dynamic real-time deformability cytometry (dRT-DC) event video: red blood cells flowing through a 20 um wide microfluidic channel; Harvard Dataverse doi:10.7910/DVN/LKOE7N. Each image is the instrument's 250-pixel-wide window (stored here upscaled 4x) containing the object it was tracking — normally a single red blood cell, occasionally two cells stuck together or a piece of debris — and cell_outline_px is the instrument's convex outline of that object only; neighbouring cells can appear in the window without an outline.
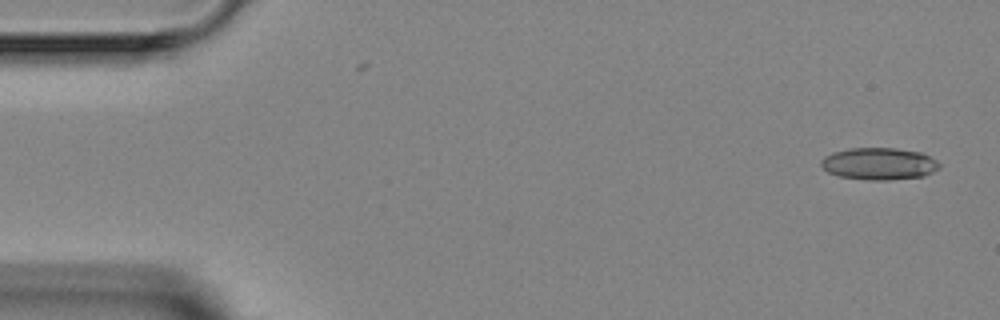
{"species": "Egyptian fruit bat (a non-hibernating species)", "species_latin": "Rousettus aegyptiacus", "temperature_condition": "room temperature", "stored_images_in_passage": 4, "segment_of_instrument_passage": [2, 2], "camera_frame_rate_fps": 3000, "um_per_image_px": 0.085, "animal": {"sex": "female"}, "frame": {"image": 1, "passage_image": 4, "time_ms": 4.333, "image_size_px": [1000, 320], "cell_outline_px": [[940, 168], [924, 176], [888, 180], [868, 180], [840, 176], [828, 172], [820, 164], [820, 160], [824, 156], [832, 152], [848, 148], [896, 148], [924, 152], [936, 160], [940, 164]], "centroid_in_image_um": [74.73, 13.91], "position_along_channel_um": 10.3, "area_um2": 22.31}}